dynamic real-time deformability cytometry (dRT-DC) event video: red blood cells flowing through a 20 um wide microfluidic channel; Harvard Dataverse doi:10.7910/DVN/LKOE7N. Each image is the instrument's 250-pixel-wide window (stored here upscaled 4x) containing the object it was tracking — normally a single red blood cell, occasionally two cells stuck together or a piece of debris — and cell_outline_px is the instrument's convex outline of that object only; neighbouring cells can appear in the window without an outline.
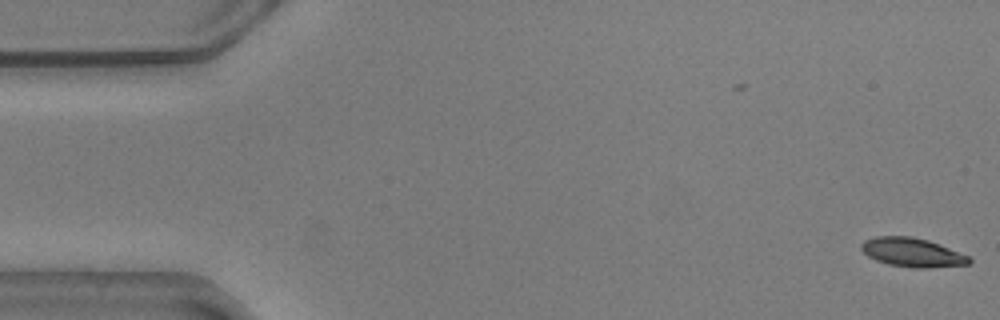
{"species": "common noctule bat (a hibernating species)", "species_latin": "Nyctalus noctula", "temperature_condition": "warm", "stored_images_in_passage": 56, "camera_frame_rate_fps": 3000, "um_per_image_px": 0.085, "animal": {"sex": "male", "body_mass_g": 20.5, "forearm_length_mm": 52.5}, "frame": {"image": 1, "passage_image": 1, "time_ms": 0.0, "image_size_px": [1000, 320], "cell_outline_px": [[972, 260], [968, 264], [928, 268], [912, 268], [888, 264], [876, 260], [868, 256], [860, 248], [860, 244], [864, 240], [876, 236], [912, 236], [928, 240], [968, 256]], "centroid_in_image_um": [77.5, 21.45], "position_along_channel_um": 7.5, "area_um2": 18.09}}
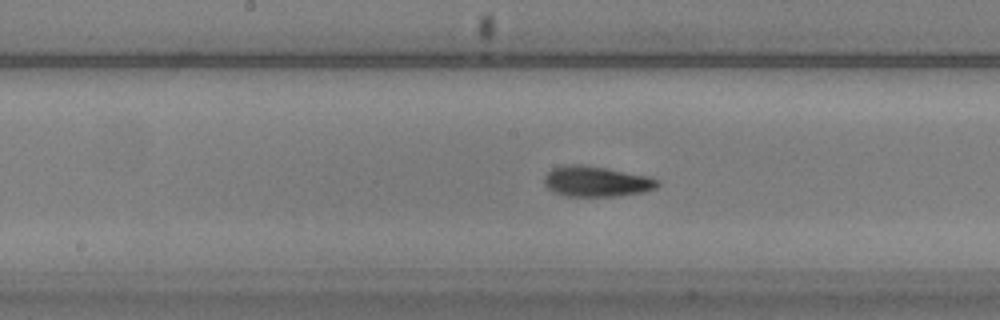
{"frame": {"image": 2, "passage_image": 28, "time_ms": 9.0, "image_size_px": [1000, 320], "cell_outline_px": [[660, 184], [656, 188], [644, 192], [620, 196], [564, 196], [552, 192], [544, 184], [544, 176], [552, 168], [564, 164], [580, 164], [608, 168], [648, 176], [660, 180]], "centroid_in_image_um": [50.68, 15.42], "position_along_channel_um": 197.5, "area_um2": 20.46}}
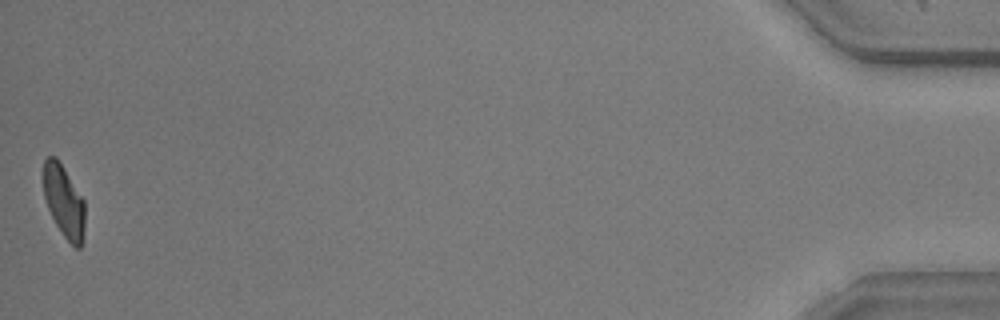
{"frame": {"image": 3, "passage_image": 56, "time_ms": 18.333, "image_size_px": [1000, 320], "cell_outline_px": [[84, 228], [80, 248], [76, 248], [64, 236], [56, 224], [48, 208], [44, 196], [44, 160], [48, 156], [56, 156], [64, 168], [84, 200]], "centroid_in_image_um": [5.43, 17.09], "position_along_channel_um": 429.8, "area_um2": 17.11}, "authors_computed_cell_mechanics": {"area_um2": 18.9006, "velocity_mm_per_s": 3.5786, "shape_relaxation_time_tau1_ms": 3.2823, "shape_relaxation_time_tau2_ms": 2.4337, "deformation_change_tau1": 0.1213, "deformation_change_tau2": 0.0908}}